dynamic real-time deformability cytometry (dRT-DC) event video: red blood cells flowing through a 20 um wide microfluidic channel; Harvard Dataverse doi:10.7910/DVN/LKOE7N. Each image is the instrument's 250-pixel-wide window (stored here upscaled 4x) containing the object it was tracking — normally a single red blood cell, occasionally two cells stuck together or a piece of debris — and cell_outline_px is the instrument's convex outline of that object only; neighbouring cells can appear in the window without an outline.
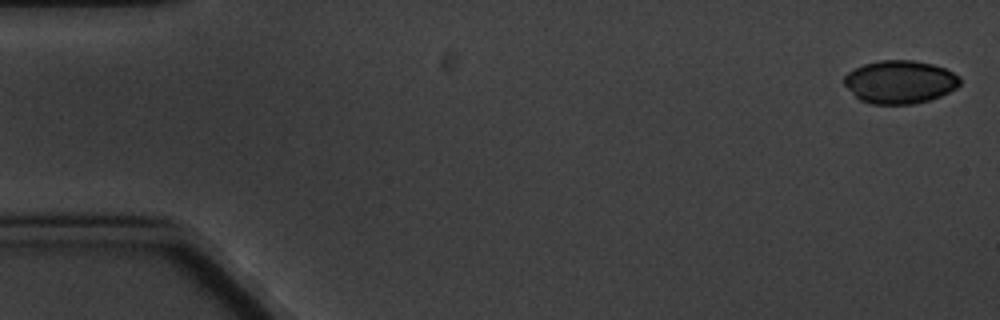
{"species": "common noctule bat (a hibernating species)", "species_latin": "Nyctalus noctula", "temperature_condition": "cold", "stored_images_in_passage": 5, "camera_frame_rate_fps": 3000, "um_per_image_px": 0.085, "animal": {"sex": "male", "body_mass_g": 20.1, "forearm_length_mm": 53.5}, "frame": {"image": 1, "passage_image": 1, "time_ms": 0.0, "image_size_px": [1000, 320], "cell_outline_px": [[960, 84], [956, 88], [940, 96], [928, 100], [912, 104], [872, 104], [860, 100], [844, 84], [844, 76], [848, 72], [864, 64], [880, 60], [912, 60], [932, 64], [944, 68], [960, 76]], "centroid_in_image_um": [76.49, 6.96], "position_along_channel_um": 8.5, "area_um2": 28.9}}